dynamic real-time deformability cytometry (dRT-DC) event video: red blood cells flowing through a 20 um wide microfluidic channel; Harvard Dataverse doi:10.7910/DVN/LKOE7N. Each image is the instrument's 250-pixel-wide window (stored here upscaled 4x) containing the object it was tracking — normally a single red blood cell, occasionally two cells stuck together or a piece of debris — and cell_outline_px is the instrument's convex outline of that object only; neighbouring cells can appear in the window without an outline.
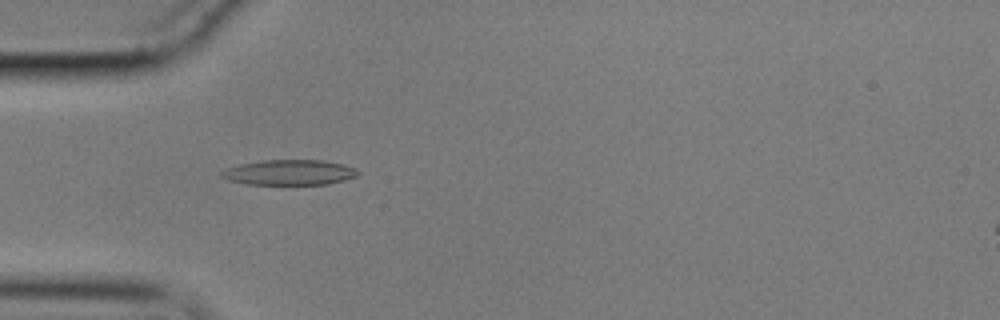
{"species": "common noctule bat (a hibernating species)", "species_latin": "Nyctalus noctula", "temperature_condition": "cold", "stored_images_in_passage": 46, "camera_frame_rate_fps": 3000, "um_per_image_px": 0.085, "animal": {"sex": "male", "body_mass_g": 17.9}, "frame": {"image": 1, "passage_image": 7, "time_ms": 2.0, "image_size_px": [1000, 320], "cell_outline_px": [[360, 172], [356, 176], [344, 180], [328, 184], [248, 184], [228, 180], [220, 176], [220, 172], [224, 168], [240, 164], [264, 160], [324, 160], [344, 164], [356, 168]], "centroid_in_image_um": [24.59, 14.65], "position_along_channel_um": 60.4, "area_um2": 20.17}}
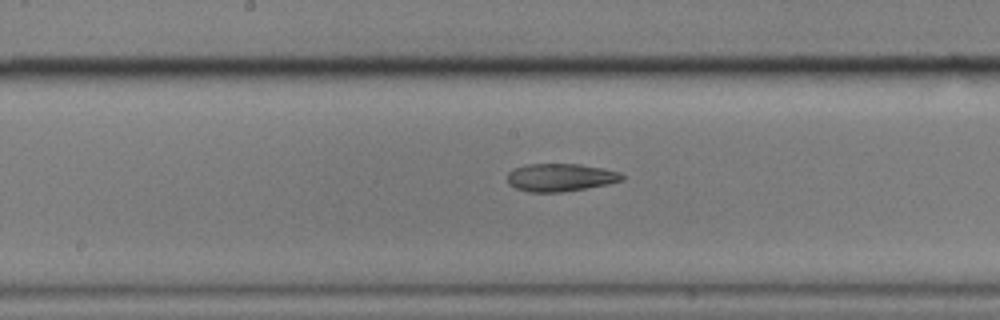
{"frame": {"image": 2, "passage_image": 19, "time_ms": 6.0, "image_size_px": [1000, 320], "cell_outline_px": [[624, 180], [608, 184], [588, 188], [560, 192], [528, 192], [516, 188], [508, 184], [508, 172], [512, 168], [528, 164], [580, 164], [604, 168], [620, 172], [624, 176]], "centroid_in_image_um": [47.64, 15.08], "position_along_channel_um": 200.6, "area_um2": 18.79}}
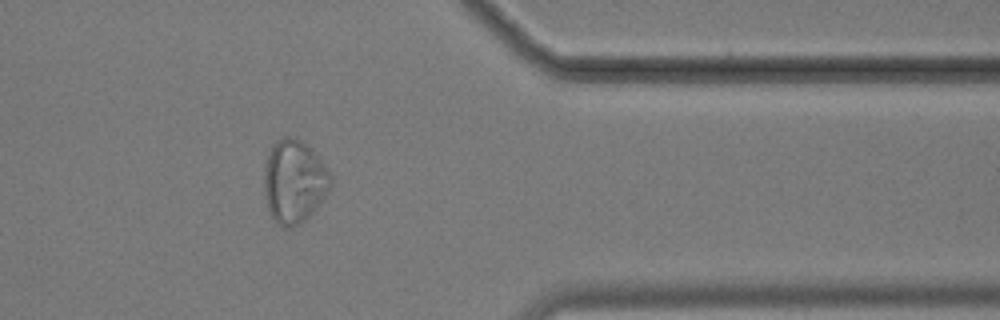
{"frame": {"image": 3, "passage_image": 36, "time_ms": 11.667, "image_size_px": [1000, 320], "cell_outline_px": [[332, 184], [324, 196], [312, 212], [300, 224], [288, 228], [284, 228], [272, 216], [268, 208], [264, 192], [264, 172], [268, 156], [272, 144], [284, 136], [296, 136], [312, 148], [324, 164], [332, 176]], "centroid_in_image_um": [25.01, 15.38], "position_along_channel_um": 386.4, "area_um2": 32.14}, "authors_computed_cell_mechanics": {"area_um2": 20.4901, "velocity_mm_per_s": 3.5486, "shape_relaxation_time_tau1_ms": null, "shape_relaxation_time_tau2_ms": 2.9255, "deformation_change_tau1": null, "deformation_change_tau2": 0.0916}}